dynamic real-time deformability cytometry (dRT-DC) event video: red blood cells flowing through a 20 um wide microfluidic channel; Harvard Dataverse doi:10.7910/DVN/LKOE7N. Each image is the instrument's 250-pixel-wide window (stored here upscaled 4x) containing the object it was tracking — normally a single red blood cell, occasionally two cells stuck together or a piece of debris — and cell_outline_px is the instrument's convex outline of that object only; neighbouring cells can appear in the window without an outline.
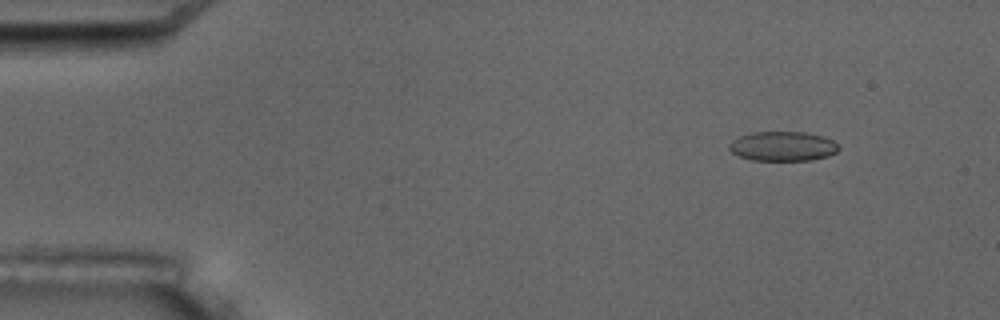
{"species": "common noctule bat (a hibernating species)", "species_latin": "Nyctalus noctula", "temperature_condition": "room temperature", "stored_images_in_passage": 5, "camera_frame_rate_fps": 3000, "um_per_image_px": 0.085, "animal": {"sex": "male", "body_mass_g": 17.5, "forearm_length_mm": 52.3}, "frame": {"image": 1, "passage_image": 2, "time_ms": 1.333, "image_size_px": [1000, 320], "cell_outline_px": [[840, 148], [836, 152], [828, 156], [808, 160], [752, 160], [740, 156], [732, 152], [728, 148], [728, 144], [732, 140], [740, 136], [752, 132], [804, 132], [824, 136], [832, 140]], "centroid_in_image_um": [66.52, 12.42], "position_along_channel_um": 18.5, "area_um2": 18.79}}